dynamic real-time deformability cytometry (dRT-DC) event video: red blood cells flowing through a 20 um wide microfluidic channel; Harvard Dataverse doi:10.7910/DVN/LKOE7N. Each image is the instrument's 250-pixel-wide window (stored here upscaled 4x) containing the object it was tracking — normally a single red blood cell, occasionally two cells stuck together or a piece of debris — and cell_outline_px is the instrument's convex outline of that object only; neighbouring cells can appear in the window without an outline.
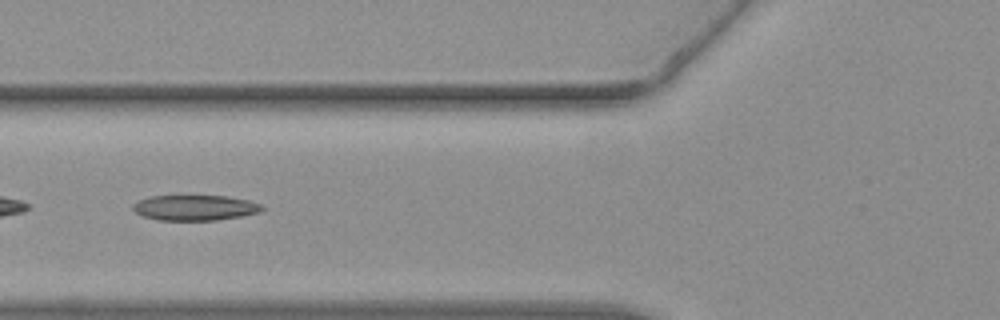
{"species": "common noctule bat (a hibernating species)", "species_latin": "Nyctalus noctula", "temperature_condition": "warm", "stored_images_in_passage": 42, "camera_frame_rate_fps": 3000, "um_per_image_px": 0.085, "animal": {"sex": "female", "body_mass_g": 19.3, "forearm_length_mm": 54.1}, "frame": {"image": 1, "passage_image": 21, "time_ms": 6.667, "image_size_px": [1000, 320], "cell_outline_px": [[264, 208], [260, 212], [240, 216], [216, 220], [160, 220], [144, 216], [136, 212], [132, 208], [132, 204], [148, 196], [228, 196], [248, 200], [260, 204]], "centroid_in_image_um": [16.57, 17.65], "position_along_channel_um": 109.2, "area_um2": 18.96}}
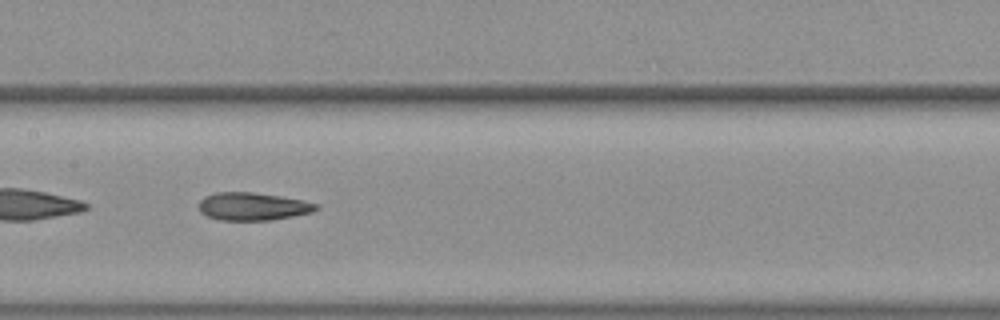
{"frame": {"image": 2, "passage_image": 27, "time_ms": 8.667, "image_size_px": [1000, 320], "cell_outline_px": [[320, 208], [312, 212], [272, 220], [220, 220], [208, 216], [200, 212], [196, 204], [204, 196], [216, 192], [252, 192], [280, 196], [304, 200], [320, 204]], "centroid_in_image_um": [21.48, 17.54], "position_along_channel_um": 185.9, "area_um2": 19.25}}
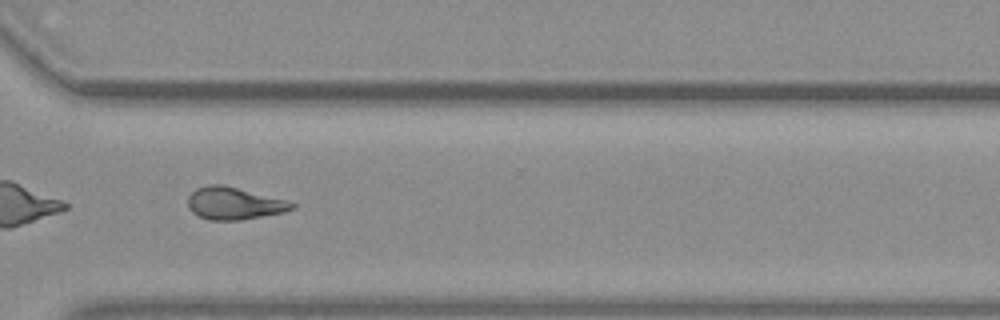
{"frame": {"image": 3, "passage_image": 40, "time_ms": 13.0, "image_size_px": [1000, 320], "cell_outline_px": [[296, 208], [284, 212], [240, 220], [208, 220], [192, 212], [188, 208], [188, 196], [196, 188], [208, 184], [224, 184], [284, 200], [296, 204]], "centroid_in_image_um": [19.87, 17.28], "position_along_channel_um": 350.7, "area_um2": 19.54}, "authors_computed_cell_mechanics": {"area_um2": 19.8254, "velocity_mm_per_s": 3.812, "shape_relaxation_time_tau1_ms": 8.9051, "shape_relaxation_time_tau2_ms": 2.3714, "deformation_change_tau1": 0.2503, "deformation_change_tau2": 0.1182}}